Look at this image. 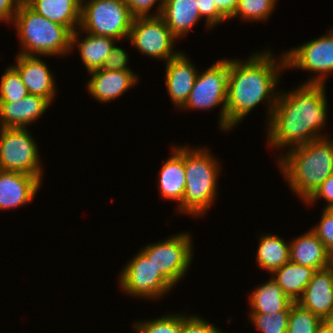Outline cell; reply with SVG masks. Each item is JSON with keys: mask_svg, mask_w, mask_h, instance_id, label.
<instances>
[{"mask_svg": "<svg viewBox=\"0 0 333 333\" xmlns=\"http://www.w3.org/2000/svg\"><path fill=\"white\" fill-rule=\"evenodd\" d=\"M160 17L178 40L202 20L197 0H164Z\"/></svg>", "mask_w": 333, "mask_h": 333, "instance_id": "22", "label": "cell"}, {"mask_svg": "<svg viewBox=\"0 0 333 333\" xmlns=\"http://www.w3.org/2000/svg\"><path fill=\"white\" fill-rule=\"evenodd\" d=\"M276 158L284 181L305 203L333 174V139L321 137L280 153Z\"/></svg>", "mask_w": 333, "mask_h": 333, "instance_id": "3", "label": "cell"}, {"mask_svg": "<svg viewBox=\"0 0 333 333\" xmlns=\"http://www.w3.org/2000/svg\"><path fill=\"white\" fill-rule=\"evenodd\" d=\"M22 1L23 0H0V22L12 24L18 6Z\"/></svg>", "mask_w": 333, "mask_h": 333, "instance_id": "38", "label": "cell"}, {"mask_svg": "<svg viewBox=\"0 0 333 333\" xmlns=\"http://www.w3.org/2000/svg\"><path fill=\"white\" fill-rule=\"evenodd\" d=\"M286 69L312 72L304 83L326 84L333 73V29L298 47L284 51ZM315 73V74H314Z\"/></svg>", "mask_w": 333, "mask_h": 333, "instance_id": "10", "label": "cell"}, {"mask_svg": "<svg viewBox=\"0 0 333 333\" xmlns=\"http://www.w3.org/2000/svg\"><path fill=\"white\" fill-rule=\"evenodd\" d=\"M37 14L67 27L72 33L81 22V0H23Z\"/></svg>", "mask_w": 333, "mask_h": 333, "instance_id": "23", "label": "cell"}, {"mask_svg": "<svg viewBox=\"0 0 333 333\" xmlns=\"http://www.w3.org/2000/svg\"><path fill=\"white\" fill-rule=\"evenodd\" d=\"M318 224L314 225L311 230L317 235L325 248L333 252V218L324 210L321 214Z\"/></svg>", "mask_w": 333, "mask_h": 333, "instance_id": "33", "label": "cell"}, {"mask_svg": "<svg viewBox=\"0 0 333 333\" xmlns=\"http://www.w3.org/2000/svg\"><path fill=\"white\" fill-rule=\"evenodd\" d=\"M50 106L47 99L33 94L16 102H0V128H27L36 123Z\"/></svg>", "mask_w": 333, "mask_h": 333, "instance_id": "18", "label": "cell"}, {"mask_svg": "<svg viewBox=\"0 0 333 333\" xmlns=\"http://www.w3.org/2000/svg\"><path fill=\"white\" fill-rule=\"evenodd\" d=\"M176 40L178 39L160 16L134 17L128 37L129 43L141 55L164 62L181 52L174 47Z\"/></svg>", "mask_w": 333, "mask_h": 333, "instance_id": "12", "label": "cell"}, {"mask_svg": "<svg viewBox=\"0 0 333 333\" xmlns=\"http://www.w3.org/2000/svg\"><path fill=\"white\" fill-rule=\"evenodd\" d=\"M297 303L322 320H329L333 314V269L316 271Z\"/></svg>", "mask_w": 333, "mask_h": 333, "instance_id": "17", "label": "cell"}, {"mask_svg": "<svg viewBox=\"0 0 333 333\" xmlns=\"http://www.w3.org/2000/svg\"><path fill=\"white\" fill-rule=\"evenodd\" d=\"M16 63L11 66L19 73L28 93L39 95L53 102L58 92L56 91L55 75L49 69L47 62L40 56H28L16 54Z\"/></svg>", "mask_w": 333, "mask_h": 333, "instance_id": "13", "label": "cell"}, {"mask_svg": "<svg viewBox=\"0 0 333 333\" xmlns=\"http://www.w3.org/2000/svg\"><path fill=\"white\" fill-rule=\"evenodd\" d=\"M134 17L160 16L164 0H124ZM159 1V3H158ZM157 4L152 14L150 10Z\"/></svg>", "mask_w": 333, "mask_h": 333, "instance_id": "35", "label": "cell"}, {"mask_svg": "<svg viewBox=\"0 0 333 333\" xmlns=\"http://www.w3.org/2000/svg\"><path fill=\"white\" fill-rule=\"evenodd\" d=\"M240 0H212V5L228 19L234 15Z\"/></svg>", "mask_w": 333, "mask_h": 333, "instance_id": "39", "label": "cell"}, {"mask_svg": "<svg viewBox=\"0 0 333 333\" xmlns=\"http://www.w3.org/2000/svg\"><path fill=\"white\" fill-rule=\"evenodd\" d=\"M329 321H330L331 324L333 325V314H332L331 318L329 319Z\"/></svg>", "mask_w": 333, "mask_h": 333, "instance_id": "43", "label": "cell"}, {"mask_svg": "<svg viewBox=\"0 0 333 333\" xmlns=\"http://www.w3.org/2000/svg\"><path fill=\"white\" fill-rule=\"evenodd\" d=\"M88 74L91 77L86 82V91L101 103L118 99L128 89L139 83V76L134 71H113L101 68Z\"/></svg>", "mask_w": 333, "mask_h": 333, "instance_id": "16", "label": "cell"}, {"mask_svg": "<svg viewBox=\"0 0 333 333\" xmlns=\"http://www.w3.org/2000/svg\"><path fill=\"white\" fill-rule=\"evenodd\" d=\"M28 94L19 73L9 65L1 76L0 102H16Z\"/></svg>", "mask_w": 333, "mask_h": 333, "instance_id": "30", "label": "cell"}, {"mask_svg": "<svg viewBox=\"0 0 333 333\" xmlns=\"http://www.w3.org/2000/svg\"><path fill=\"white\" fill-rule=\"evenodd\" d=\"M81 34L86 36L80 39L79 36L81 37ZM117 42L112 37L93 35L79 28L72 33L71 52L74 48L79 50L84 68L90 73L103 67L108 54Z\"/></svg>", "mask_w": 333, "mask_h": 333, "instance_id": "21", "label": "cell"}, {"mask_svg": "<svg viewBox=\"0 0 333 333\" xmlns=\"http://www.w3.org/2000/svg\"><path fill=\"white\" fill-rule=\"evenodd\" d=\"M315 333H333V325L329 320H323L317 327Z\"/></svg>", "mask_w": 333, "mask_h": 333, "instance_id": "40", "label": "cell"}, {"mask_svg": "<svg viewBox=\"0 0 333 333\" xmlns=\"http://www.w3.org/2000/svg\"><path fill=\"white\" fill-rule=\"evenodd\" d=\"M258 241L256 264L260 269L272 274L290 261L289 242L281 236L264 233Z\"/></svg>", "mask_w": 333, "mask_h": 333, "instance_id": "26", "label": "cell"}, {"mask_svg": "<svg viewBox=\"0 0 333 333\" xmlns=\"http://www.w3.org/2000/svg\"><path fill=\"white\" fill-rule=\"evenodd\" d=\"M278 0H240L234 15L230 19L239 17L244 22L267 21L276 9Z\"/></svg>", "mask_w": 333, "mask_h": 333, "instance_id": "27", "label": "cell"}, {"mask_svg": "<svg viewBox=\"0 0 333 333\" xmlns=\"http://www.w3.org/2000/svg\"><path fill=\"white\" fill-rule=\"evenodd\" d=\"M124 49L114 45L102 68L113 71H133L128 66L129 55Z\"/></svg>", "mask_w": 333, "mask_h": 333, "instance_id": "36", "label": "cell"}, {"mask_svg": "<svg viewBox=\"0 0 333 333\" xmlns=\"http://www.w3.org/2000/svg\"><path fill=\"white\" fill-rule=\"evenodd\" d=\"M122 268L118 284L131 297L160 301L174 288L140 250Z\"/></svg>", "mask_w": 333, "mask_h": 333, "instance_id": "11", "label": "cell"}, {"mask_svg": "<svg viewBox=\"0 0 333 333\" xmlns=\"http://www.w3.org/2000/svg\"><path fill=\"white\" fill-rule=\"evenodd\" d=\"M12 23L20 40L17 54L43 58L71 54L72 32L37 14L24 1L19 4Z\"/></svg>", "mask_w": 333, "mask_h": 333, "instance_id": "5", "label": "cell"}, {"mask_svg": "<svg viewBox=\"0 0 333 333\" xmlns=\"http://www.w3.org/2000/svg\"><path fill=\"white\" fill-rule=\"evenodd\" d=\"M290 261L316 271L330 267L331 253L317 235L309 229L289 242Z\"/></svg>", "mask_w": 333, "mask_h": 333, "instance_id": "20", "label": "cell"}, {"mask_svg": "<svg viewBox=\"0 0 333 333\" xmlns=\"http://www.w3.org/2000/svg\"><path fill=\"white\" fill-rule=\"evenodd\" d=\"M165 64L164 77L168 96L175 108L181 109L189 98L199 69L183 51Z\"/></svg>", "mask_w": 333, "mask_h": 333, "instance_id": "14", "label": "cell"}, {"mask_svg": "<svg viewBox=\"0 0 333 333\" xmlns=\"http://www.w3.org/2000/svg\"><path fill=\"white\" fill-rule=\"evenodd\" d=\"M249 296V314H273L279 311H290V306L293 303L273 278L256 286Z\"/></svg>", "mask_w": 333, "mask_h": 333, "instance_id": "24", "label": "cell"}, {"mask_svg": "<svg viewBox=\"0 0 333 333\" xmlns=\"http://www.w3.org/2000/svg\"><path fill=\"white\" fill-rule=\"evenodd\" d=\"M290 311L273 314H249L250 321L259 333H287Z\"/></svg>", "mask_w": 333, "mask_h": 333, "instance_id": "31", "label": "cell"}, {"mask_svg": "<svg viewBox=\"0 0 333 333\" xmlns=\"http://www.w3.org/2000/svg\"><path fill=\"white\" fill-rule=\"evenodd\" d=\"M229 58L218 59L196 77L192 91L180 110H211L221 106L218 128L226 132V99Z\"/></svg>", "mask_w": 333, "mask_h": 333, "instance_id": "8", "label": "cell"}, {"mask_svg": "<svg viewBox=\"0 0 333 333\" xmlns=\"http://www.w3.org/2000/svg\"><path fill=\"white\" fill-rule=\"evenodd\" d=\"M190 232H180L139 249L156 270L175 288L189 271L193 260Z\"/></svg>", "mask_w": 333, "mask_h": 333, "instance_id": "7", "label": "cell"}, {"mask_svg": "<svg viewBox=\"0 0 333 333\" xmlns=\"http://www.w3.org/2000/svg\"><path fill=\"white\" fill-rule=\"evenodd\" d=\"M29 128H0V169L38 176L43 165L39 148Z\"/></svg>", "mask_w": 333, "mask_h": 333, "instance_id": "9", "label": "cell"}, {"mask_svg": "<svg viewBox=\"0 0 333 333\" xmlns=\"http://www.w3.org/2000/svg\"><path fill=\"white\" fill-rule=\"evenodd\" d=\"M323 208H324L323 210H325L333 218V205Z\"/></svg>", "mask_w": 333, "mask_h": 333, "instance_id": "41", "label": "cell"}, {"mask_svg": "<svg viewBox=\"0 0 333 333\" xmlns=\"http://www.w3.org/2000/svg\"><path fill=\"white\" fill-rule=\"evenodd\" d=\"M325 86L301 83L292 90L279 89L277 102L266 124L265 138L270 148L285 152L283 148L288 151L329 136L322 132L329 118Z\"/></svg>", "mask_w": 333, "mask_h": 333, "instance_id": "1", "label": "cell"}, {"mask_svg": "<svg viewBox=\"0 0 333 333\" xmlns=\"http://www.w3.org/2000/svg\"><path fill=\"white\" fill-rule=\"evenodd\" d=\"M315 272L316 270L311 267L289 261L274 271L270 277L293 302H297Z\"/></svg>", "mask_w": 333, "mask_h": 333, "instance_id": "25", "label": "cell"}, {"mask_svg": "<svg viewBox=\"0 0 333 333\" xmlns=\"http://www.w3.org/2000/svg\"><path fill=\"white\" fill-rule=\"evenodd\" d=\"M168 314L155 319L138 320L132 328L136 333H182V312Z\"/></svg>", "mask_w": 333, "mask_h": 333, "instance_id": "28", "label": "cell"}, {"mask_svg": "<svg viewBox=\"0 0 333 333\" xmlns=\"http://www.w3.org/2000/svg\"><path fill=\"white\" fill-rule=\"evenodd\" d=\"M133 19L124 0H81L79 28L84 32L128 41Z\"/></svg>", "mask_w": 333, "mask_h": 333, "instance_id": "6", "label": "cell"}, {"mask_svg": "<svg viewBox=\"0 0 333 333\" xmlns=\"http://www.w3.org/2000/svg\"><path fill=\"white\" fill-rule=\"evenodd\" d=\"M173 151L163 162L158 174V191L161 198L176 201V208L181 204L185 193L184 145L172 146Z\"/></svg>", "mask_w": 333, "mask_h": 333, "instance_id": "19", "label": "cell"}, {"mask_svg": "<svg viewBox=\"0 0 333 333\" xmlns=\"http://www.w3.org/2000/svg\"><path fill=\"white\" fill-rule=\"evenodd\" d=\"M330 267L333 269V252L331 253V258H330Z\"/></svg>", "mask_w": 333, "mask_h": 333, "instance_id": "42", "label": "cell"}, {"mask_svg": "<svg viewBox=\"0 0 333 333\" xmlns=\"http://www.w3.org/2000/svg\"><path fill=\"white\" fill-rule=\"evenodd\" d=\"M264 50L251 53L246 61L229 59L226 133L238 126L260 103L267 104V121L264 122L268 123L271 117L280 92L276 87L281 82V72L286 70V61L284 52L277 57L271 49Z\"/></svg>", "mask_w": 333, "mask_h": 333, "instance_id": "2", "label": "cell"}, {"mask_svg": "<svg viewBox=\"0 0 333 333\" xmlns=\"http://www.w3.org/2000/svg\"><path fill=\"white\" fill-rule=\"evenodd\" d=\"M197 3L201 18L205 17V26H207V30L228 20L215 5H212V0H197Z\"/></svg>", "mask_w": 333, "mask_h": 333, "instance_id": "34", "label": "cell"}, {"mask_svg": "<svg viewBox=\"0 0 333 333\" xmlns=\"http://www.w3.org/2000/svg\"><path fill=\"white\" fill-rule=\"evenodd\" d=\"M220 166L207 147L184 145L185 193L177 212L198 218L210 210L217 197Z\"/></svg>", "mask_w": 333, "mask_h": 333, "instance_id": "4", "label": "cell"}, {"mask_svg": "<svg viewBox=\"0 0 333 333\" xmlns=\"http://www.w3.org/2000/svg\"><path fill=\"white\" fill-rule=\"evenodd\" d=\"M324 199L325 207L333 205V174L329 176L314 192V194L304 203L307 206H313L316 201Z\"/></svg>", "mask_w": 333, "mask_h": 333, "instance_id": "37", "label": "cell"}, {"mask_svg": "<svg viewBox=\"0 0 333 333\" xmlns=\"http://www.w3.org/2000/svg\"><path fill=\"white\" fill-rule=\"evenodd\" d=\"M322 321L299 303L293 302L290 306L287 333H315Z\"/></svg>", "mask_w": 333, "mask_h": 333, "instance_id": "29", "label": "cell"}, {"mask_svg": "<svg viewBox=\"0 0 333 333\" xmlns=\"http://www.w3.org/2000/svg\"><path fill=\"white\" fill-rule=\"evenodd\" d=\"M42 181L38 176L0 169V211L27 206L37 195Z\"/></svg>", "mask_w": 333, "mask_h": 333, "instance_id": "15", "label": "cell"}, {"mask_svg": "<svg viewBox=\"0 0 333 333\" xmlns=\"http://www.w3.org/2000/svg\"><path fill=\"white\" fill-rule=\"evenodd\" d=\"M182 333H225V331L223 332L218 326L216 327V325L211 324L196 313L189 316V314L183 312Z\"/></svg>", "mask_w": 333, "mask_h": 333, "instance_id": "32", "label": "cell"}]
</instances>
